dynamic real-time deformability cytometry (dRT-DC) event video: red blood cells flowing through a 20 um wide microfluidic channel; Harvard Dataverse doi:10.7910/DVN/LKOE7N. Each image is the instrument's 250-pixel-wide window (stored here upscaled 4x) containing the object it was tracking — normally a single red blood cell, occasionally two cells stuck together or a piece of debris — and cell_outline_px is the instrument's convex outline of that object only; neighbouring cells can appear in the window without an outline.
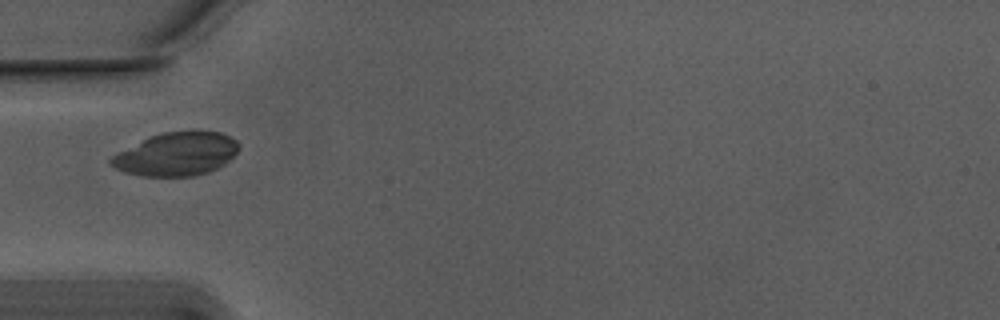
{"species": "Egyptian fruit bat (a non-hibernating species)", "species_latin": "Rousettus aegyptiacus", "temperature_condition": "warm", "stored_images_in_passage": 24, "camera_frame_rate_fps": 3000, "um_per_image_px": 0.085, "animal": {"sex": "male"}, "frame": {"image": 1, "passage_image": 1, "time_ms": 0.0, "image_size_px": [1000, 320], "cell_outline_px": [[240, 148], [224, 164], [208, 172], [192, 176], [144, 176], [124, 172], [108, 164], [108, 160], [112, 156], [152, 136], [164, 132], [220, 132], [232, 136], [240, 144]], "centroid_in_image_um": [15.02, 13.11], "position_along_channel_um": 70.0, "area_um2": 31.67}}